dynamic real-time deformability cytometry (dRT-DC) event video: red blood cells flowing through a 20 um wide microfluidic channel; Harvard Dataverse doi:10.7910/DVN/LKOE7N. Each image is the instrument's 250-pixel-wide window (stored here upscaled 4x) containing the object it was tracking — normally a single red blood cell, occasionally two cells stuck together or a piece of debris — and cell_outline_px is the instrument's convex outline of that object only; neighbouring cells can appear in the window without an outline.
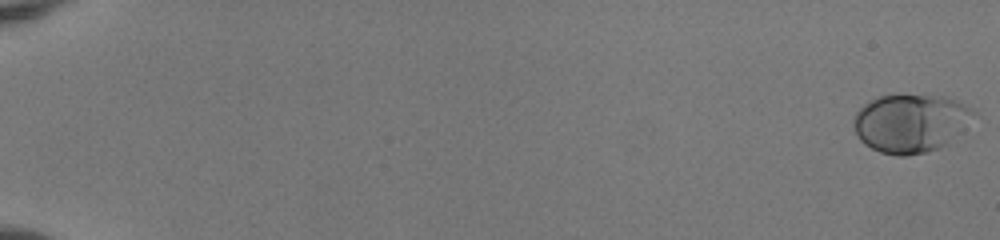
{"species": "human", "species_latin": "Homo sapiens", "temperature_condition": "room temperature", "stored_images_in_passage": 54, "camera_frame_rate_fps": 3000, "um_per_image_px": 0.085, "donor": {"sex": "female"}, "frame": {"image": 1, "passage_image": 1, "time_ms": 0.0, "image_size_px": [1000, 240], "cell_outline_px": [[976, 112], [948, 144], [928, 152], [908, 156], [896, 156], [880, 152], [864, 144], [860, 140], [852, 124], [852, 120], [856, 112], [868, 100], [880, 96], [944, 96], [956, 100], [972, 108]], "centroid_in_image_um": [77.35, 10.48], "position_along_channel_um": 7.6, "area_um2": 40.58}}
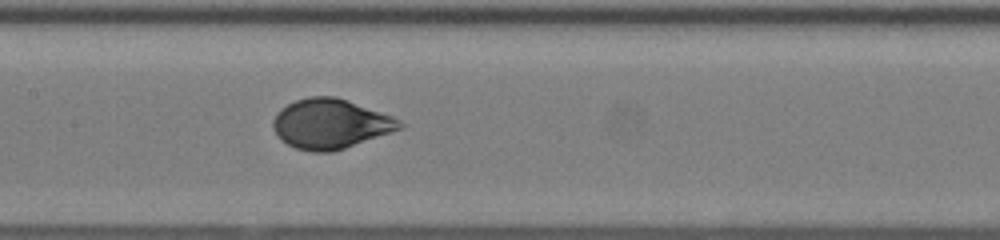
{"frame": {"image": 2, "passage_image": 30, "time_ms": 9.667, "image_size_px": [1000, 240], "cell_outline_px": [[404, 128], [332, 152], [312, 152], [296, 148], [288, 144], [272, 128], [272, 120], [276, 112], [280, 108], [296, 100], [308, 96], [336, 96], [348, 100], [392, 116], [400, 120], [404, 124]], "centroid_in_image_um": [28.09, 10.51], "position_along_channel_um": 179.3, "area_um2": 36.65}}
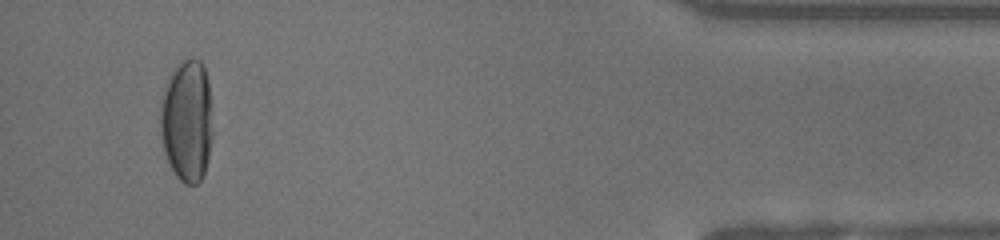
{"frame": {"image": 3, "passage_image": 52, "time_ms": 17.0, "image_size_px": [1000, 240], "cell_outline_px": [[212, 136], [208, 160], [204, 172], [200, 180], [196, 184], [184, 184], [176, 176], [164, 152], [160, 132], [160, 108], [168, 76], [176, 64], [180, 60], [192, 56], [200, 60], [204, 64], [208, 80], [212, 132]], "centroid_in_image_um": [15.88, 10.21], "position_along_channel_um": 419.3, "area_um2": 37.63}, "authors_computed_cell_mechanics": {"area_um2": 37.0498, "velocity_mm_per_s": 3.987, "shape_relaxation_time_tau1_ms": 3.3596, "shape_relaxation_time_tau2_ms": null, "deformation_change_tau1": 0.1808, "deformation_change_tau2": null}}